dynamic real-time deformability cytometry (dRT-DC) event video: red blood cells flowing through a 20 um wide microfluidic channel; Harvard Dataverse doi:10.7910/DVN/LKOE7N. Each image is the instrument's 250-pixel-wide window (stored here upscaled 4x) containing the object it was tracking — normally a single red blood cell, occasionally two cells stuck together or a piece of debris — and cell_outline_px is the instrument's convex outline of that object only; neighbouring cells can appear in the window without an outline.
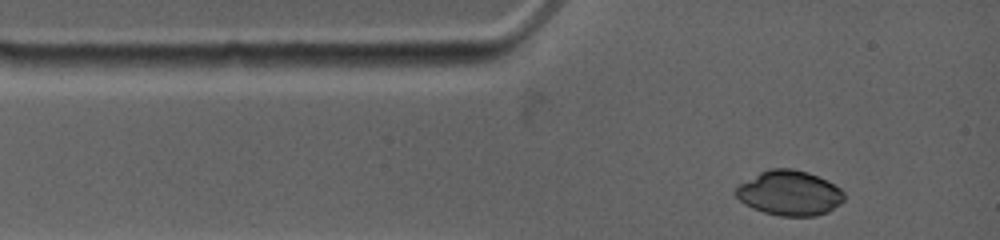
{"species": "common noctule bat (a hibernating species)", "species_latin": "Nyctalus noctula", "temperature_condition": "warm", "stored_images_in_passage": 7, "camera_frame_rate_fps": 4500, "um_per_image_px": 0.085, "animal": {"sex": "female", "body_mass_g": 19.0, "forearm_length_mm": 53.3}, "frame": {"image": 1, "passage_image": 1, "time_ms": 0.0, "image_size_px": [1000, 240], "cell_outline_px": [[844, 200], [840, 204], [828, 212], [816, 216], [780, 216], [764, 212], [752, 208], [744, 204], [732, 192], [740, 184], [760, 172], [768, 168], [792, 168], [808, 172], [840, 188], [844, 192]], "centroid_in_image_um": [67.09, 16.42], "position_along_channel_um": 17.9, "area_um2": 28.32}}
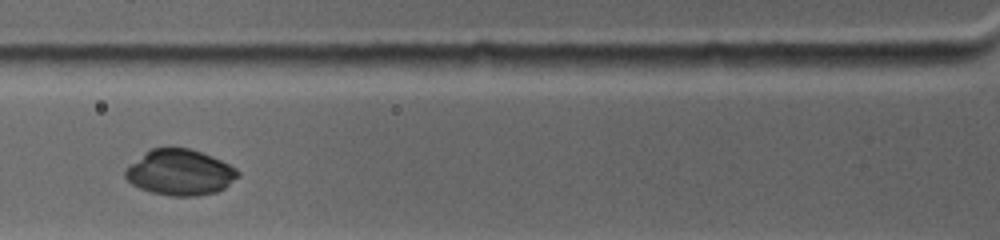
{"frame": {"image": 2, "passage_image": 4, "time_ms": 2.889, "image_size_px": [1000, 240], "cell_outline_px": [[240, 176], [224, 188], [216, 192], [196, 196], [168, 196], [152, 192], [140, 188], [132, 184], [124, 176], [124, 172], [144, 152], [152, 148], [192, 148], [212, 156], [236, 168], [240, 172]], "centroid_in_image_um": [15.32, 14.66], "position_along_channel_um": 110.5, "area_um2": 29.94}}
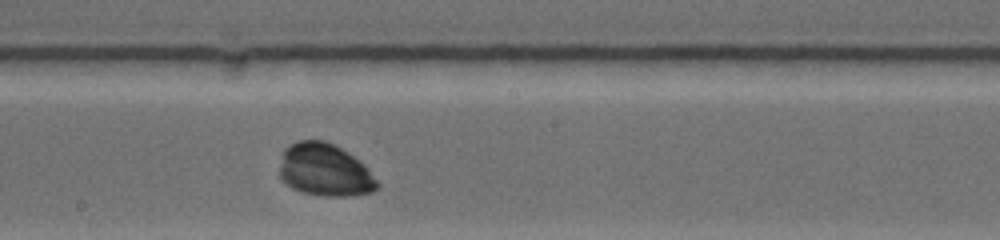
{"frame": {"image": 3, "passage_image": 7, "time_ms": 5.778, "image_size_px": [1000, 240], "cell_outline_px": [[380, 188], [372, 192], [352, 196], [320, 196], [304, 192], [292, 188], [280, 176], [280, 168], [284, 148], [288, 144], [300, 140], [324, 140], [348, 152], [364, 164], [368, 168], [380, 184]], "centroid_in_image_um": [27.65, 14.46], "position_along_channel_um": 220.6, "area_um2": 30.0}}